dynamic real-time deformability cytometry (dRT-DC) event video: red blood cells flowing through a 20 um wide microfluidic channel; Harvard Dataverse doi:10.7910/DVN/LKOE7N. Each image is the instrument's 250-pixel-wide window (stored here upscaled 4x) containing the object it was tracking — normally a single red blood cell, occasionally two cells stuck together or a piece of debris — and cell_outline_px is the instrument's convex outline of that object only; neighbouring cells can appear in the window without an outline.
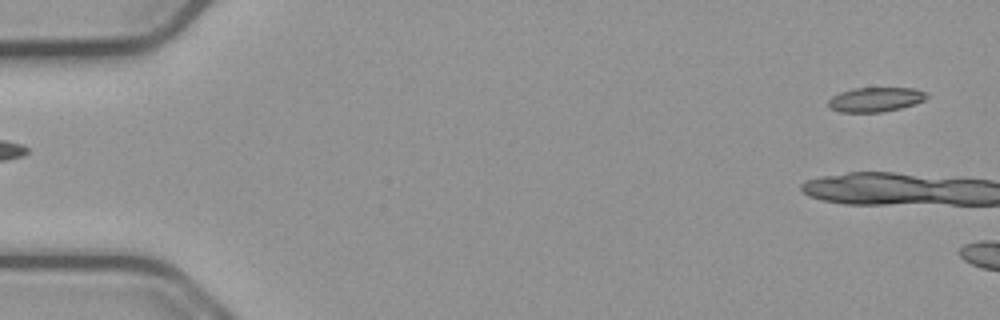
{"species": "common noctule bat (a hibernating species)", "species_latin": "Nyctalus noctula", "temperature_condition": "cold", "stored_images_in_passage": 3, "camera_frame_rate_fps": 3000, "um_per_image_px": 0.085, "animal": {"sex": "male", "body_mass_g": 23.1, "forearm_length_mm": 52.7}, "frame": {"image": 1, "passage_image": 1, "time_ms": 0.0, "image_size_px": [1000, 320], "cell_outline_px": [[928, 96], [924, 100], [900, 108], [880, 112], [840, 112], [828, 108], [828, 100], [832, 96], [840, 92], [852, 88], [916, 88], [924, 92]], "centroid_in_image_um": [74.36, 8.45], "position_along_channel_um": 10.6, "area_um2": 13.99}}